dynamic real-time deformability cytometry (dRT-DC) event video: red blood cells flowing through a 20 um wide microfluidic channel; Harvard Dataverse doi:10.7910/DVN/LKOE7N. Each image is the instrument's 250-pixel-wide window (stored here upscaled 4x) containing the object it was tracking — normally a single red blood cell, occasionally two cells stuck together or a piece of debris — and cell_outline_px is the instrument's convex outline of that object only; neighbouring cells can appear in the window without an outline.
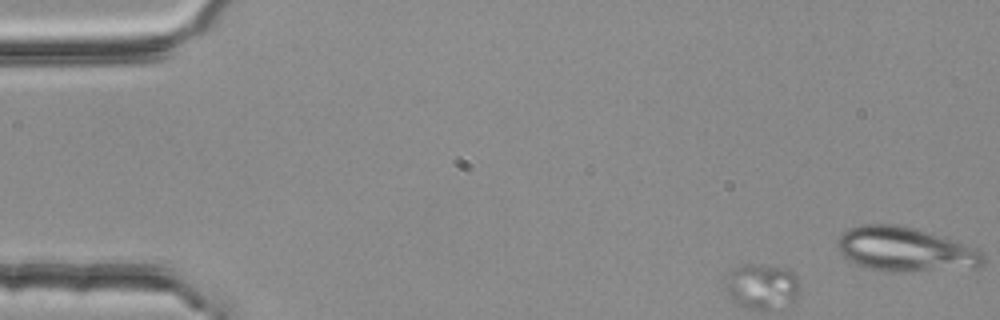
{"species": "common noctule bat (a hibernating species)", "species_latin": "Nyctalus noctula", "temperature_condition": "room temperature", "stored_images_in_passage": 4, "segment_of_instrument_passage": [1, 2], "camera_frame_rate_fps": 3000, "um_per_image_px": 0.085, "animal": {"sex": "female", "body_mass_g": 25.1}, "frame": {"image": 1, "passage_image": 1, "time_ms": 0.0, "image_size_px": [1000, 320], "cell_outline_px": [[984, 264], [972, 268], [904, 272], [884, 272], [868, 268], [856, 264], [848, 260], [840, 252], [836, 244], [836, 240], [848, 228], [860, 224], [896, 224], [912, 228], [952, 240], [964, 244], [984, 252]], "centroid_in_image_um": [76.9, 21.21], "position_along_channel_um": 8.1, "area_um2": 37.69}}